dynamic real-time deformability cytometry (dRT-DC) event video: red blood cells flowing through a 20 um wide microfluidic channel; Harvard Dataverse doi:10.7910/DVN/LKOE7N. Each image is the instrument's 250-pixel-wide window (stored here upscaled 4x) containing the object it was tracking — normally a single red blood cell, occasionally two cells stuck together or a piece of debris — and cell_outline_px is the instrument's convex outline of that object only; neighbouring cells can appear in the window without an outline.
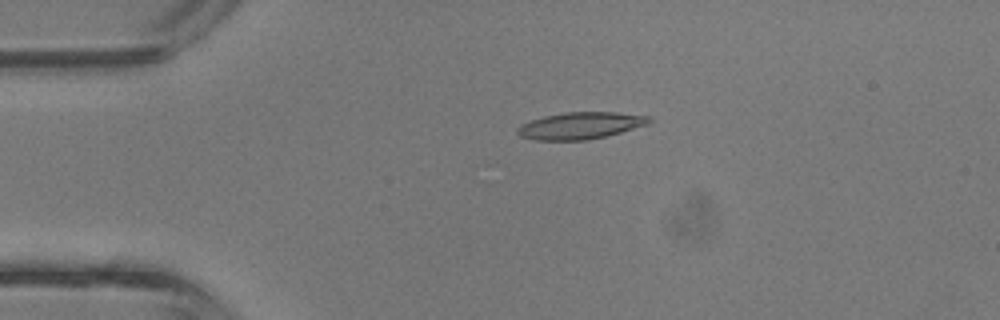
{"species": "common noctule bat (a hibernating species)", "species_latin": "Nyctalus noctula", "temperature_condition": "room temperature", "stored_images_in_passage": 42, "camera_frame_rate_fps": 3000, "um_per_image_px": 0.085, "animal": {"sex": "male", "body_mass_g": 13.3}, "frame": {"image": 1, "passage_image": 9, "time_ms": 2.667, "image_size_px": [1000, 320], "cell_outline_px": [[652, 120], [648, 124], [608, 136], [588, 140], [536, 140], [520, 136], [516, 132], [516, 128], [520, 124], [544, 116], [564, 112], [616, 112], [652, 116]], "centroid_in_image_um": [49.35, 10.67], "position_along_channel_um": 35.6, "area_um2": 20.81}}
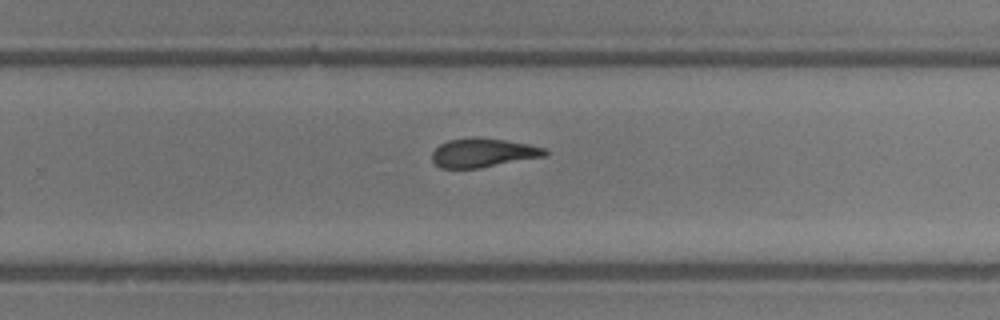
{"frame": {"image": 2, "passage_image": 27, "time_ms": 8.667, "image_size_px": [1000, 320], "cell_outline_px": [[548, 156], [480, 168], [440, 168], [432, 160], [432, 152], [440, 144], [448, 140], [476, 136], [504, 140], [528, 144], [544, 148], [548, 152]], "centroid_in_image_um": [41.07, 12.98], "position_along_channel_um": 288.7, "area_um2": 19.19}}
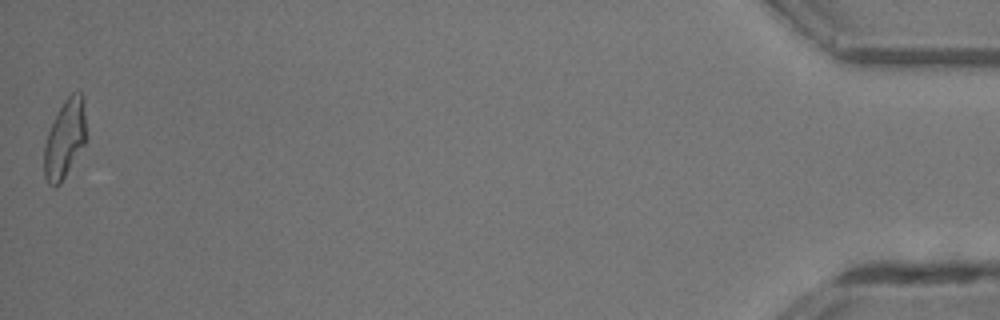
{"frame": {"image": 3, "passage_image": 42, "time_ms": 13.667, "image_size_px": [1000, 320], "cell_outline_px": [[84, 144], [60, 184], [56, 188], [52, 188], [48, 184], [44, 176], [44, 148], [48, 132], [64, 100], [72, 92], [80, 92], [84, 96]], "centroid_in_image_um": [5.48, 11.84], "position_along_channel_um": 429.7, "area_um2": 18.79}, "authors_computed_cell_mechanics": {"area_um2": 19.652, "velocity_mm_per_s": 4.8545, "shape_relaxation_time_tau1_ms": 4.6246, "shape_relaxation_time_tau2_ms": 3.2611, "deformation_change_tau1": 0.1789, "deformation_change_tau2": 0.1346}}